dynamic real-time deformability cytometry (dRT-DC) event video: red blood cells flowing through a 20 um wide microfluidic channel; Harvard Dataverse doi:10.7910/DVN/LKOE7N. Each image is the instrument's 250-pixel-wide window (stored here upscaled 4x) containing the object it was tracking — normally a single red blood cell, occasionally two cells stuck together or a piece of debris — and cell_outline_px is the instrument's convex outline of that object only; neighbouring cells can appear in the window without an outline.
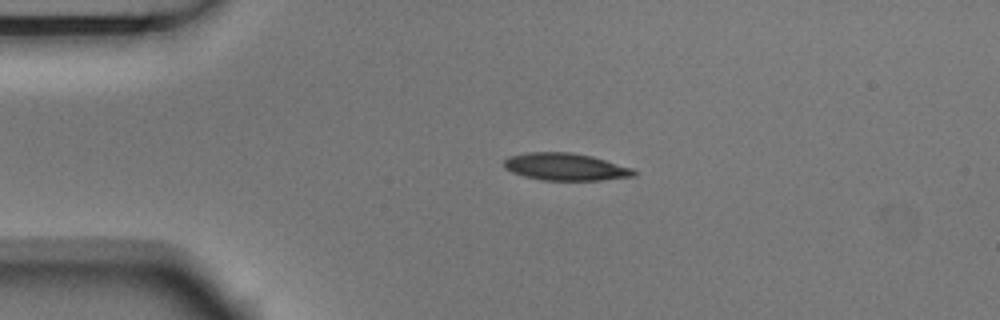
{"species": "Egyptian fruit bat (a non-hibernating species)", "species_latin": "Rousettus aegyptiacus", "temperature_condition": "room temperature", "stored_images_in_passage": 2, "camera_frame_rate_fps": 3000, "um_per_image_px": 0.085, "animal": {"sex": "male"}, "frame": {"image": 1, "passage_image": 1, "time_ms": 0.0, "image_size_px": [1000, 320], "cell_outline_px": [[640, 172], [632, 176], [600, 180], [540, 180], [524, 176], [512, 172], [504, 168], [504, 160], [508, 156], [528, 152], [568, 152], [592, 156], [632, 168]], "centroid_in_image_um": [48.04, 14.18], "position_along_channel_um": 37.0, "area_um2": 20.63}}